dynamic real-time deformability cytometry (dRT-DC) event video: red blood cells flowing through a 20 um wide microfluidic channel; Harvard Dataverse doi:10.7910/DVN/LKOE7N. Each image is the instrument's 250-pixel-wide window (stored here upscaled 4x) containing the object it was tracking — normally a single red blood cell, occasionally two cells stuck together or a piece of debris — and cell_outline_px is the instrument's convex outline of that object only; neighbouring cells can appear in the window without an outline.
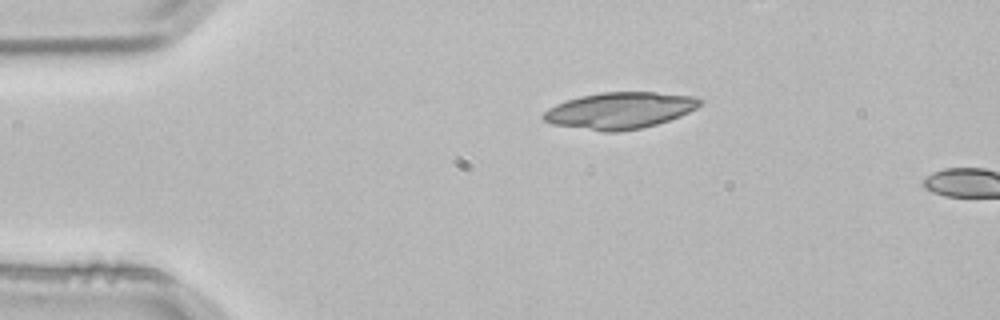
{"species": "common noctule bat (a hibernating species)", "species_latin": "Nyctalus noctula", "temperature_condition": "room temperature", "stored_images_in_passage": 2, "camera_frame_rate_fps": 3000, "um_per_image_px": 0.085, "animal": {"sex": "male", "body_mass_g": 21.5, "forearm_length_mm": 52.0}, "frame": {"image": 1, "passage_image": 1, "time_ms": 0.0, "image_size_px": [1000, 320], "cell_outline_px": [[704, 100], [696, 108], [680, 116], [656, 124], [640, 128], [620, 132], [604, 132], [552, 124], [544, 120], [540, 116], [548, 108], [564, 100], [580, 96], [600, 92], [656, 92], [696, 96]], "centroid_in_image_um": [52.67, 9.38], "position_along_channel_um": 32.3, "area_um2": 33.47}}